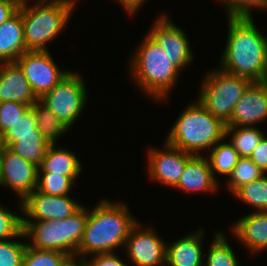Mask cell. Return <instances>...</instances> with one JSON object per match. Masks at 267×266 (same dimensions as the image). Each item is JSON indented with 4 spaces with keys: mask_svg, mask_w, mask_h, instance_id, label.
Returning <instances> with one entry per match:
<instances>
[{
    "mask_svg": "<svg viewBox=\"0 0 267 266\" xmlns=\"http://www.w3.org/2000/svg\"><path fill=\"white\" fill-rule=\"evenodd\" d=\"M253 17L227 16V41L218 67L252 82L267 79V37Z\"/></svg>",
    "mask_w": 267,
    "mask_h": 266,
    "instance_id": "1",
    "label": "cell"
},
{
    "mask_svg": "<svg viewBox=\"0 0 267 266\" xmlns=\"http://www.w3.org/2000/svg\"><path fill=\"white\" fill-rule=\"evenodd\" d=\"M88 209L83 237L77 255L85 258L94 254L114 253L125 246L131 229L138 223L125 202L105 198Z\"/></svg>",
    "mask_w": 267,
    "mask_h": 266,
    "instance_id": "2",
    "label": "cell"
},
{
    "mask_svg": "<svg viewBox=\"0 0 267 266\" xmlns=\"http://www.w3.org/2000/svg\"><path fill=\"white\" fill-rule=\"evenodd\" d=\"M129 64L131 80L141 93L160 103L170 100L169 96L176 87L181 72L148 34L144 35L143 41L135 48Z\"/></svg>",
    "mask_w": 267,
    "mask_h": 266,
    "instance_id": "3",
    "label": "cell"
},
{
    "mask_svg": "<svg viewBox=\"0 0 267 266\" xmlns=\"http://www.w3.org/2000/svg\"><path fill=\"white\" fill-rule=\"evenodd\" d=\"M225 127L196 98L177 117L165 141L185 153L201 156L225 137Z\"/></svg>",
    "mask_w": 267,
    "mask_h": 266,
    "instance_id": "4",
    "label": "cell"
},
{
    "mask_svg": "<svg viewBox=\"0 0 267 266\" xmlns=\"http://www.w3.org/2000/svg\"><path fill=\"white\" fill-rule=\"evenodd\" d=\"M76 3V0H36L32 5L20 4L26 50L49 51L47 45L61 35Z\"/></svg>",
    "mask_w": 267,
    "mask_h": 266,
    "instance_id": "5",
    "label": "cell"
},
{
    "mask_svg": "<svg viewBox=\"0 0 267 266\" xmlns=\"http://www.w3.org/2000/svg\"><path fill=\"white\" fill-rule=\"evenodd\" d=\"M87 218L88 208L83 204L62 220L23 221V232L32 248L77 255Z\"/></svg>",
    "mask_w": 267,
    "mask_h": 266,
    "instance_id": "6",
    "label": "cell"
},
{
    "mask_svg": "<svg viewBox=\"0 0 267 266\" xmlns=\"http://www.w3.org/2000/svg\"><path fill=\"white\" fill-rule=\"evenodd\" d=\"M217 68L205 73L197 100L214 117L226 124L232 116L235 104L252 81Z\"/></svg>",
    "mask_w": 267,
    "mask_h": 266,
    "instance_id": "7",
    "label": "cell"
},
{
    "mask_svg": "<svg viewBox=\"0 0 267 266\" xmlns=\"http://www.w3.org/2000/svg\"><path fill=\"white\" fill-rule=\"evenodd\" d=\"M87 90L82 74L71 71L39 100L71 129L86 108Z\"/></svg>",
    "mask_w": 267,
    "mask_h": 266,
    "instance_id": "8",
    "label": "cell"
},
{
    "mask_svg": "<svg viewBox=\"0 0 267 266\" xmlns=\"http://www.w3.org/2000/svg\"><path fill=\"white\" fill-rule=\"evenodd\" d=\"M15 62L22 69L38 99L72 71L58 67L50 51L27 50Z\"/></svg>",
    "mask_w": 267,
    "mask_h": 266,
    "instance_id": "9",
    "label": "cell"
},
{
    "mask_svg": "<svg viewBox=\"0 0 267 266\" xmlns=\"http://www.w3.org/2000/svg\"><path fill=\"white\" fill-rule=\"evenodd\" d=\"M159 15L146 33L163 49L170 62L181 72L194 61L191 44L185 30L174 24L165 12Z\"/></svg>",
    "mask_w": 267,
    "mask_h": 266,
    "instance_id": "10",
    "label": "cell"
},
{
    "mask_svg": "<svg viewBox=\"0 0 267 266\" xmlns=\"http://www.w3.org/2000/svg\"><path fill=\"white\" fill-rule=\"evenodd\" d=\"M157 233L153 226L143 227L141 222L131 229L123 249L132 266L166 265L167 243Z\"/></svg>",
    "mask_w": 267,
    "mask_h": 266,
    "instance_id": "11",
    "label": "cell"
},
{
    "mask_svg": "<svg viewBox=\"0 0 267 266\" xmlns=\"http://www.w3.org/2000/svg\"><path fill=\"white\" fill-rule=\"evenodd\" d=\"M37 184L38 166L6 147L0 154V187L6 186L18 195L21 213L22 201L37 188Z\"/></svg>",
    "mask_w": 267,
    "mask_h": 266,
    "instance_id": "12",
    "label": "cell"
},
{
    "mask_svg": "<svg viewBox=\"0 0 267 266\" xmlns=\"http://www.w3.org/2000/svg\"><path fill=\"white\" fill-rule=\"evenodd\" d=\"M81 206L69 195H49L36 188L22 201L23 221L62 220Z\"/></svg>",
    "mask_w": 267,
    "mask_h": 266,
    "instance_id": "13",
    "label": "cell"
},
{
    "mask_svg": "<svg viewBox=\"0 0 267 266\" xmlns=\"http://www.w3.org/2000/svg\"><path fill=\"white\" fill-rule=\"evenodd\" d=\"M164 149H148L147 170L153 183L174 188L184 171L186 162L193 156L169 145L164 140Z\"/></svg>",
    "mask_w": 267,
    "mask_h": 266,
    "instance_id": "14",
    "label": "cell"
},
{
    "mask_svg": "<svg viewBox=\"0 0 267 266\" xmlns=\"http://www.w3.org/2000/svg\"><path fill=\"white\" fill-rule=\"evenodd\" d=\"M267 120V83L252 82L235 104L226 127L258 126Z\"/></svg>",
    "mask_w": 267,
    "mask_h": 266,
    "instance_id": "15",
    "label": "cell"
},
{
    "mask_svg": "<svg viewBox=\"0 0 267 266\" xmlns=\"http://www.w3.org/2000/svg\"><path fill=\"white\" fill-rule=\"evenodd\" d=\"M38 98L16 62L0 63V102L15 101L32 106Z\"/></svg>",
    "mask_w": 267,
    "mask_h": 266,
    "instance_id": "16",
    "label": "cell"
},
{
    "mask_svg": "<svg viewBox=\"0 0 267 266\" xmlns=\"http://www.w3.org/2000/svg\"><path fill=\"white\" fill-rule=\"evenodd\" d=\"M210 168L206 156H192L187 162L178 184L174 189L189 193H215L219 183Z\"/></svg>",
    "mask_w": 267,
    "mask_h": 266,
    "instance_id": "17",
    "label": "cell"
},
{
    "mask_svg": "<svg viewBox=\"0 0 267 266\" xmlns=\"http://www.w3.org/2000/svg\"><path fill=\"white\" fill-rule=\"evenodd\" d=\"M232 225L233 235L251 255L267 249V212L253 211Z\"/></svg>",
    "mask_w": 267,
    "mask_h": 266,
    "instance_id": "18",
    "label": "cell"
},
{
    "mask_svg": "<svg viewBox=\"0 0 267 266\" xmlns=\"http://www.w3.org/2000/svg\"><path fill=\"white\" fill-rule=\"evenodd\" d=\"M203 228L167 243L165 266H204Z\"/></svg>",
    "mask_w": 267,
    "mask_h": 266,
    "instance_id": "19",
    "label": "cell"
},
{
    "mask_svg": "<svg viewBox=\"0 0 267 266\" xmlns=\"http://www.w3.org/2000/svg\"><path fill=\"white\" fill-rule=\"evenodd\" d=\"M26 51L23 20L18 10L0 26V63L15 62Z\"/></svg>",
    "mask_w": 267,
    "mask_h": 266,
    "instance_id": "20",
    "label": "cell"
},
{
    "mask_svg": "<svg viewBox=\"0 0 267 266\" xmlns=\"http://www.w3.org/2000/svg\"><path fill=\"white\" fill-rule=\"evenodd\" d=\"M81 164L80 159L69 148H58L57 144H50L38 172L69 176L76 182L83 169Z\"/></svg>",
    "mask_w": 267,
    "mask_h": 266,
    "instance_id": "21",
    "label": "cell"
},
{
    "mask_svg": "<svg viewBox=\"0 0 267 266\" xmlns=\"http://www.w3.org/2000/svg\"><path fill=\"white\" fill-rule=\"evenodd\" d=\"M31 109L36 117L37 129L49 144H57L60 137L70 130L39 99L31 106Z\"/></svg>",
    "mask_w": 267,
    "mask_h": 266,
    "instance_id": "22",
    "label": "cell"
},
{
    "mask_svg": "<svg viewBox=\"0 0 267 266\" xmlns=\"http://www.w3.org/2000/svg\"><path fill=\"white\" fill-rule=\"evenodd\" d=\"M264 136L265 133L256 126L225 127V138L230 137L229 143L234 147L239 157H250Z\"/></svg>",
    "mask_w": 267,
    "mask_h": 266,
    "instance_id": "23",
    "label": "cell"
},
{
    "mask_svg": "<svg viewBox=\"0 0 267 266\" xmlns=\"http://www.w3.org/2000/svg\"><path fill=\"white\" fill-rule=\"evenodd\" d=\"M225 140L226 138L224 137L208 151L209 155H205L209 161L213 176L217 181L218 177L216 174L228 177L240 158L234 147L229 141Z\"/></svg>",
    "mask_w": 267,
    "mask_h": 266,
    "instance_id": "24",
    "label": "cell"
},
{
    "mask_svg": "<svg viewBox=\"0 0 267 266\" xmlns=\"http://www.w3.org/2000/svg\"><path fill=\"white\" fill-rule=\"evenodd\" d=\"M227 239L225 233L216 231L213 243L204 255V266H241Z\"/></svg>",
    "mask_w": 267,
    "mask_h": 266,
    "instance_id": "25",
    "label": "cell"
},
{
    "mask_svg": "<svg viewBox=\"0 0 267 266\" xmlns=\"http://www.w3.org/2000/svg\"><path fill=\"white\" fill-rule=\"evenodd\" d=\"M49 145L42 136H16V141L8 148L39 167Z\"/></svg>",
    "mask_w": 267,
    "mask_h": 266,
    "instance_id": "26",
    "label": "cell"
},
{
    "mask_svg": "<svg viewBox=\"0 0 267 266\" xmlns=\"http://www.w3.org/2000/svg\"><path fill=\"white\" fill-rule=\"evenodd\" d=\"M255 212H267V174L239 187L233 194Z\"/></svg>",
    "mask_w": 267,
    "mask_h": 266,
    "instance_id": "27",
    "label": "cell"
},
{
    "mask_svg": "<svg viewBox=\"0 0 267 266\" xmlns=\"http://www.w3.org/2000/svg\"><path fill=\"white\" fill-rule=\"evenodd\" d=\"M265 174L249 157H240L226 179L227 189L233 194L242 185L257 180Z\"/></svg>",
    "mask_w": 267,
    "mask_h": 266,
    "instance_id": "28",
    "label": "cell"
},
{
    "mask_svg": "<svg viewBox=\"0 0 267 266\" xmlns=\"http://www.w3.org/2000/svg\"><path fill=\"white\" fill-rule=\"evenodd\" d=\"M69 176L50 174V172H38L37 189L49 195H70L71 189L76 185Z\"/></svg>",
    "mask_w": 267,
    "mask_h": 266,
    "instance_id": "29",
    "label": "cell"
},
{
    "mask_svg": "<svg viewBox=\"0 0 267 266\" xmlns=\"http://www.w3.org/2000/svg\"><path fill=\"white\" fill-rule=\"evenodd\" d=\"M19 238V240H17ZM26 236L22 231L17 237L0 241V266H22L23 255L27 247ZM15 239V240H14Z\"/></svg>",
    "mask_w": 267,
    "mask_h": 266,
    "instance_id": "30",
    "label": "cell"
},
{
    "mask_svg": "<svg viewBox=\"0 0 267 266\" xmlns=\"http://www.w3.org/2000/svg\"><path fill=\"white\" fill-rule=\"evenodd\" d=\"M16 136H42L37 129L36 117L31 107L4 133L6 147L16 141Z\"/></svg>",
    "mask_w": 267,
    "mask_h": 266,
    "instance_id": "31",
    "label": "cell"
},
{
    "mask_svg": "<svg viewBox=\"0 0 267 266\" xmlns=\"http://www.w3.org/2000/svg\"><path fill=\"white\" fill-rule=\"evenodd\" d=\"M68 255L56 250H38L27 244L22 266H61Z\"/></svg>",
    "mask_w": 267,
    "mask_h": 266,
    "instance_id": "32",
    "label": "cell"
},
{
    "mask_svg": "<svg viewBox=\"0 0 267 266\" xmlns=\"http://www.w3.org/2000/svg\"><path fill=\"white\" fill-rule=\"evenodd\" d=\"M0 204V241L17 237L23 231V216L11 212Z\"/></svg>",
    "mask_w": 267,
    "mask_h": 266,
    "instance_id": "33",
    "label": "cell"
},
{
    "mask_svg": "<svg viewBox=\"0 0 267 266\" xmlns=\"http://www.w3.org/2000/svg\"><path fill=\"white\" fill-rule=\"evenodd\" d=\"M223 4L226 17H253V9L267 10V0H218Z\"/></svg>",
    "mask_w": 267,
    "mask_h": 266,
    "instance_id": "34",
    "label": "cell"
},
{
    "mask_svg": "<svg viewBox=\"0 0 267 266\" xmlns=\"http://www.w3.org/2000/svg\"><path fill=\"white\" fill-rule=\"evenodd\" d=\"M30 107L15 101L0 102V132H7Z\"/></svg>",
    "mask_w": 267,
    "mask_h": 266,
    "instance_id": "35",
    "label": "cell"
},
{
    "mask_svg": "<svg viewBox=\"0 0 267 266\" xmlns=\"http://www.w3.org/2000/svg\"><path fill=\"white\" fill-rule=\"evenodd\" d=\"M118 253L94 254L86 258L88 266H129Z\"/></svg>",
    "mask_w": 267,
    "mask_h": 266,
    "instance_id": "36",
    "label": "cell"
},
{
    "mask_svg": "<svg viewBox=\"0 0 267 266\" xmlns=\"http://www.w3.org/2000/svg\"><path fill=\"white\" fill-rule=\"evenodd\" d=\"M267 174V136L265 135L249 157Z\"/></svg>",
    "mask_w": 267,
    "mask_h": 266,
    "instance_id": "37",
    "label": "cell"
},
{
    "mask_svg": "<svg viewBox=\"0 0 267 266\" xmlns=\"http://www.w3.org/2000/svg\"><path fill=\"white\" fill-rule=\"evenodd\" d=\"M19 8V4L14 0H0V26L11 18Z\"/></svg>",
    "mask_w": 267,
    "mask_h": 266,
    "instance_id": "38",
    "label": "cell"
},
{
    "mask_svg": "<svg viewBox=\"0 0 267 266\" xmlns=\"http://www.w3.org/2000/svg\"><path fill=\"white\" fill-rule=\"evenodd\" d=\"M116 1L119 2L118 4H120V6L122 5L125 12L128 13L129 16L131 15L136 16L138 11H140L139 9H141L140 7H142L146 2V0H116Z\"/></svg>",
    "mask_w": 267,
    "mask_h": 266,
    "instance_id": "39",
    "label": "cell"
},
{
    "mask_svg": "<svg viewBox=\"0 0 267 266\" xmlns=\"http://www.w3.org/2000/svg\"><path fill=\"white\" fill-rule=\"evenodd\" d=\"M61 266H88L87 260L83 256L68 255L62 262Z\"/></svg>",
    "mask_w": 267,
    "mask_h": 266,
    "instance_id": "40",
    "label": "cell"
},
{
    "mask_svg": "<svg viewBox=\"0 0 267 266\" xmlns=\"http://www.w3.org/2000/svg\"><path fill=\"white\" fill-rule=\"evenodd\" d=\"M6 148L5 142H4V134L0 132V154L4 151Z\"/></svg>",
    "mask_w": 267,
    "mask_h": 266,
    "instance_id": "41",
    "label": "cell"
},
{
    "mask_svg": "<svg viewBox=\"0 0 267 266\" xmlns=\"http://www.w3.org/2000/svg\"><path fill=\"white\" fill-rule=\"evenodd\" d=\"M14 1H16L19 5L26 3V2H29V0H14ZM34 1H36V0H34Z\"/></svg>",
    "mask_w": 267,
    "mask_h": 266,
    "instance_id": "42",
    "label": "cell"
}]
</instances>
